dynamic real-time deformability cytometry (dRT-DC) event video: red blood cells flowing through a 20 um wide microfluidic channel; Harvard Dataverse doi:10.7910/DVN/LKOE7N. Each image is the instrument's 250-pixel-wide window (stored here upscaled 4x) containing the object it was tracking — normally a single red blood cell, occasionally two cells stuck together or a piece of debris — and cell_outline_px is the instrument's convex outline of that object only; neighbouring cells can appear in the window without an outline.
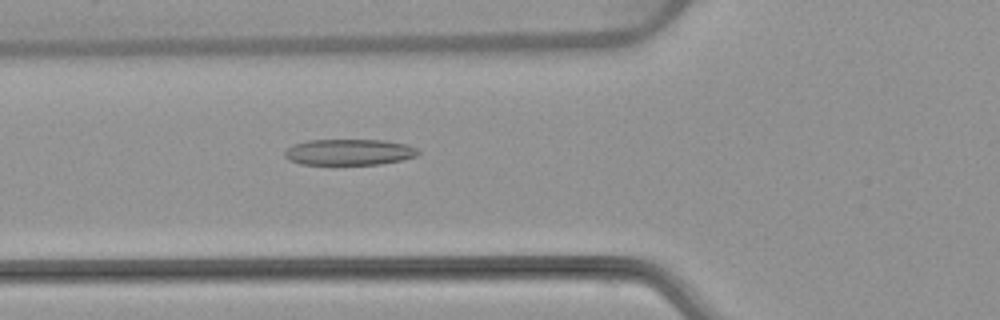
{"species": "common noctule bat (a hibernating species)", "species_latin": "Nyctalus noctula", "temperature_condition": "warm", "stored_images_in_passage": 53, "camera_frame_rate_fps": 3000, "um_per_image_px": 0.085, "animal": {"sex": "female", "body_mass_g": 22.7, "forearm_length_mm": 54.2}, "frame": {"image": 1, "passage_image": 20, "time_ms": 6.333, "image_size_px": [1000, 320], "cell_outline_px": [[420, 152], [416, 156], [400, 160], [380, 164], [300, 164], [288, 160], [284, 156], [284, 148], [292, 144], [308, 140], [384, 140], [408, 144], [416, 148]], "centroid_in_image_um": [29.63, 12.92], "position_along_channel_um": 96.2, "area_um2": 20.4}}
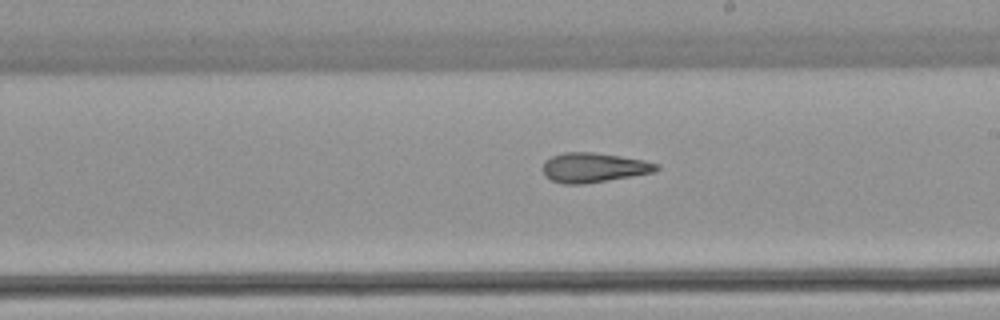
{"frame": {"image": 2, "passage_image": 31, "time_ms": 10.0, "image_size_px": [1000, 320], "cell_outline_px": [[660, 168], [652, 172], [632, 176], [584, 184], [564, 184], [552, 180], [544, 176], [544, 160], [552, 156], [564, 152], [592, 152], [620, 156], [644, 160], [660, 164]], "centroid_in_image_um": [50.46, 14.24], "position_along_channel_um": 238.5, "area_um2": 19.54}}
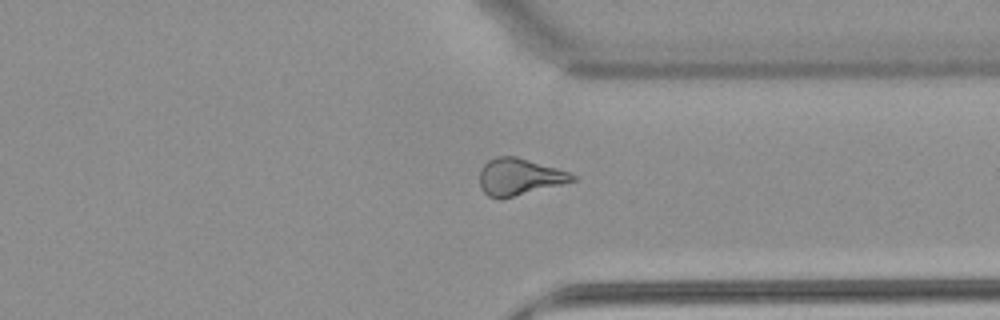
{"frame": {"image": 3, "passage_image": 41, "time_ms": 13.333, "image_size_px": [1000, 320], "cell_outline_px": [[576, 180], [500, 200], [488, 196], [480, 188], [480, 168], [488, 160], [496, 156], [516, 156], [556, 168], [568, 172], [576, 176]], "centroid_in_image_um": [44.08, 15.03], "position_along_channel_um": 367.3, "area_um2": 19.83}, "authors_computed_cell_mechanics": {"area_um2": 20.8658, "velocity_mm_per_s": 3.8775, "shape_relaxation_time_tau1_ms": null, "shape_relaxation_time_tau2_ms": 2.697, "deformation_change_tau1": null, "deformation_change_tau2": 0.123}}